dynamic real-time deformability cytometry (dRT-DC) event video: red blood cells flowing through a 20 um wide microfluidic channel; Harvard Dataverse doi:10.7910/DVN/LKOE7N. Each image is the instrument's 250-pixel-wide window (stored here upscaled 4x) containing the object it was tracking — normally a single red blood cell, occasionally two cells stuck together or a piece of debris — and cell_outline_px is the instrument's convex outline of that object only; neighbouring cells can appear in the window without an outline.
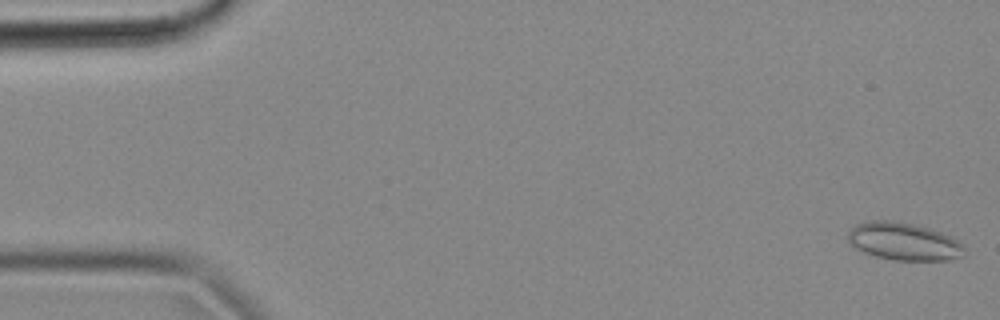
{"species": "common noctule bat (a hibernating species)", "species_latin": "Nyctalus noctula", "temperature_condition": "cold", "stored_images_in_passage": 55, "camera_frame_rate_fps": 3000, "um_per_image_px": 0.085, "animal": {"sex": "female", "body_mass_g": 18.4}, "frame": {"image": 1, "passage_image": 1, "time_ms": 0.0, "image_size_px": [1000, 320], "cell_outline_px": [[964, 256], [948, 260], [892, 260], [876, 256], [864, 252], [856, 248], [848, 240], [848, 232], [856, 224], [872, 220], [888, 220], [912, 224], [928, 228], [952, 236], [964, 248]], "centroid_in_image_um": [76.81, 20.53], "position_along_channel_um": 8.2, "area_um2": 25.32}}
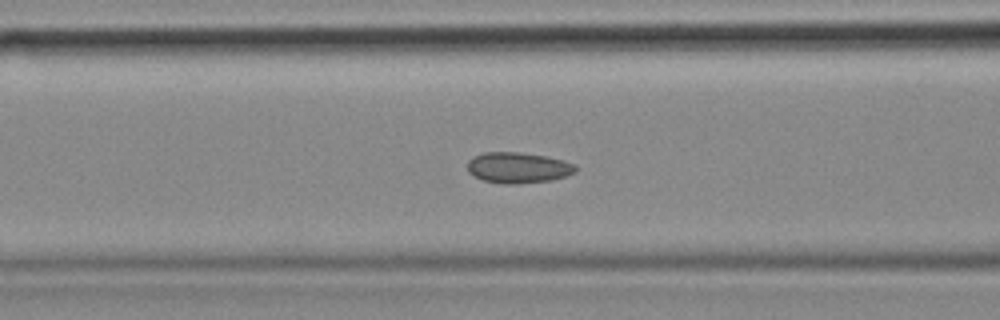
{"frame": {"image": 2, "passage_image": 21, "time_ms": 6.667, "image_size_px": [1000, 320], "cell_outline_px": [[576, 172], [552, 180], [516, 184], [504, 184], [484, 180], [472, 176], [468, 172], [468, 160], [472, 156], [484, 152], [520, 152], [544, 156], [564, 160], [576, 164]], "centroid_in_image_um": [44.02, 14.25], "position_along_channel_um": 122.6, "area_um2": 19.54}}
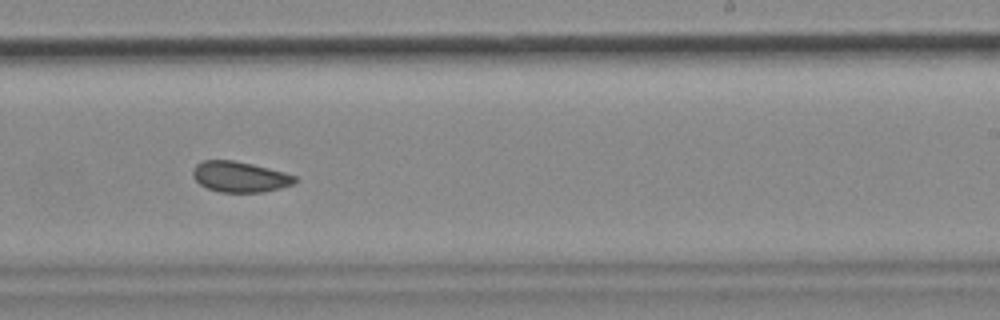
{"frame": {"image": 3, "passage_image": 33, "time_ms": 10.667, "image_size_px": [1000, 320], "cell_outline_px": [[296, 180], [292, 184], [280, 188], [264, 192], [220, 192], [208, 188], [200, 184], [192, 176], [192, 168], [196, 164], [204, 160], [232, 160], [252, 164], [284, 172], [296, 176]], "centroid_in_image_um": [20.35, 15.02], "position_along_channel_um": 268.6, "area_um2": 18.15}, "authors_computed_cell_mechanics": {"area_um2": 18.9584, "velocity_mm_per_s": 3.6713, "shape_relaxation_time_tau1_ms": 7.2636, "shape_relaxation_time_tau2_ms": 2.639, "deformation_change_tau1": 0.0717, "deformation_change_tau2": 0.0596}}